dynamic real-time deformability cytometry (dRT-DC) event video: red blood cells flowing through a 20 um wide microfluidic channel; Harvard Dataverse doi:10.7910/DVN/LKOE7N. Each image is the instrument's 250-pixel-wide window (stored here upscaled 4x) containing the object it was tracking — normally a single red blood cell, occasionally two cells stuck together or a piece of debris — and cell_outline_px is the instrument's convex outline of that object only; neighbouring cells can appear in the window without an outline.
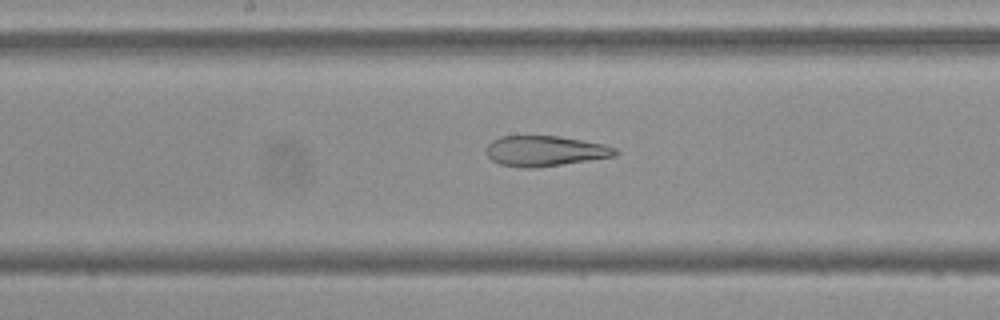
{"species": "Egyptian fruit bat (a non-hibernating species)", "species_latin": "Rousettus aegyptiacus", "temperature_condition": "cold", "stored_images_in_passage": 54, "camera_frame_rate_fps": 3000, "um_per_image_px": 0.085, "frame": {"image": 1, "passage_image": 28, "time_ms": 9.0, "image_size_px": [1000, 320], "cell_outline_px": [[620, 152], [616, 156], [532, 168], [524, 168], [500, 164], [492, 160], [484, 152], [484, 148], [492, 140], [500, 136], [560, 136], [604, 144], [616, 148]], "centroid_in_image_um": [46.3, 12.82], "position_along_channel_um": 201.9, "area_um2": 22.89}}
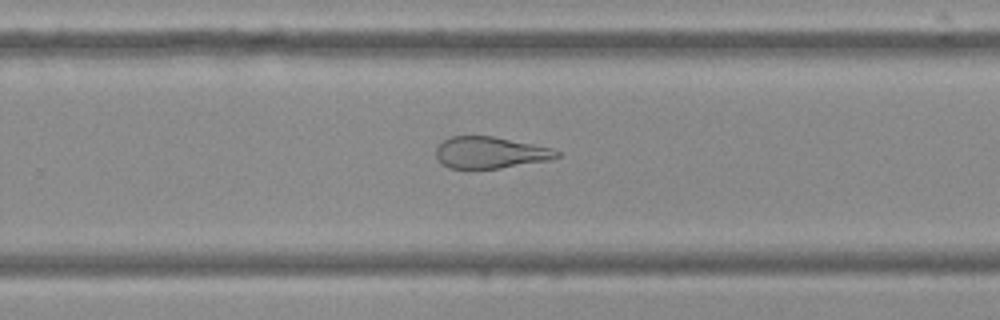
{"frame": {"image": 2, "passage_image": 35, "time_ms": 11.333, "image_size_px": [1000, 320], "cell_outline_px": [[560, 156], [548, 160], [500, 168], [448, 168], [436, 156], [436, 148], [444, 140], [452, 136], [492, 136], [552, 148], [560, 152]], "centroid_in_image_um": [41.68, 12.96], "position_along_channel_um": 288.1, "area_um2": 21.91}}
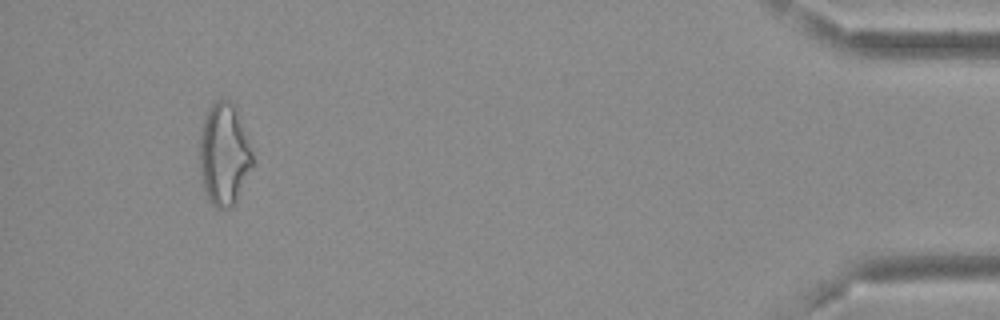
{"frame": {"image": 3, "passage_image": 51, "time_ms": 16.667, "image_size_px": [1000, 320], "cell_outline_px": [[252, 164], [236, 200], [228, 208], [216, 208], [212, 204], [204, 188], [200, 172], [200, 128], [204, 116], [212, 104], [216, 100], [232, 100], [252, 152]], "centroid_in_image_um": [19.01, 13.09], "position_along_channel_um": 416.2, "area_um2": 30.75}, "authors_computed_cell_mechanics": {"area_um2": 29.1023, "velocity_mm_per_s": 3.7048, "shape_relaxation_time_tau1_ms": null, "shape_relaxation_time_tau2_ms": 4.0048, "deformation_change_tau1": null, "deformation_change_tau2": 0.1439}}